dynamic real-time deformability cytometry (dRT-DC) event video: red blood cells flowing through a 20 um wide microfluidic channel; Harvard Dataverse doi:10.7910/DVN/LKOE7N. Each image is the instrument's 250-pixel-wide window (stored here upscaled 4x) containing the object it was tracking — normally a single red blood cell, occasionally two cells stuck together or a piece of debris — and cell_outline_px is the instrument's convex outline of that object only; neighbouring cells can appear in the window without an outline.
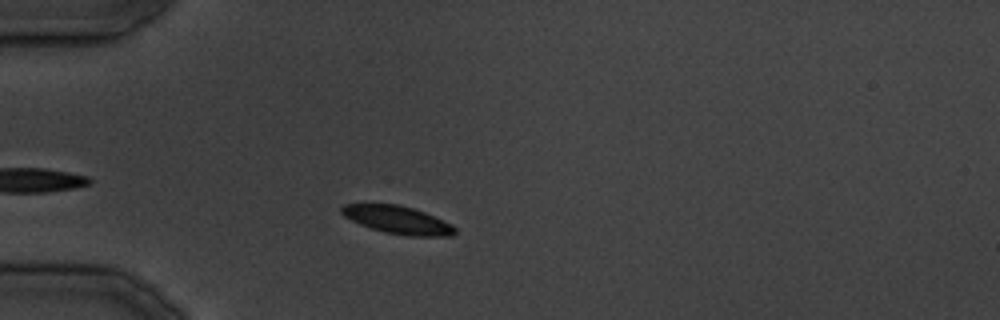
{"species": "common noctule bat (a hibernating species)", "species_latin": "Nyctalus noctula", "temperature_condition": "cold", "stored_images_in_passage": 6, "camera_frame_rate_fps": 3000, "um_per_image_px": 0.085, "animal": {"sex": "male", "body_mass_g": 19.5, "forearm_length_mm": 54.6}, "frame": {"image": 1, "passage_image": 5, "time_ms": 4.667, "image_size_px": [1000, 320], "cell_outline_px": [[456, 232], [452, 236], [408, 236], [384, 232], [360, 224], [344, 216], [340, 212], [340, 208], [344, 204], [400, 204], [424, 212], [444, 220], [452, 224], [456, 228]], "centroid_in_image_um": [33.82, 18.69], "position_along_channel_um": 51.2, "area_um2": 18.38}}